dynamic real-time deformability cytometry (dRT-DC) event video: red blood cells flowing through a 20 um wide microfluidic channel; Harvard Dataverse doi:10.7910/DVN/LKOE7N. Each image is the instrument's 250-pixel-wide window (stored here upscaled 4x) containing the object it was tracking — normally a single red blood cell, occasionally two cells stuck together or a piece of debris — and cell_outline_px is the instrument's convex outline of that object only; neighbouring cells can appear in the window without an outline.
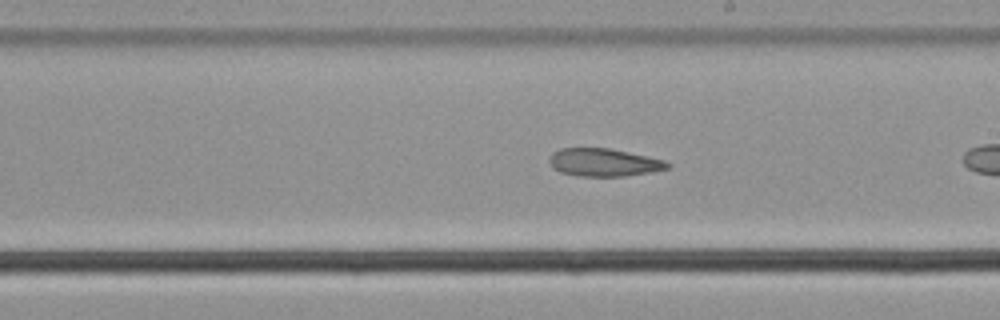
{"species": "common noctule bat (a hibernating species)", "species_latin": "Nyctalus noctula", "temperature_condition": "cold", "stored_images_in_passage": 19, "camera_frame_rate_fps": 3000, "um_per_image_px": 0.085, "animal": {"sex": "male", "body_mass_g": 21.5, "forearm_length_mm": 52.0}, "frame": {"image": 1, "passage_image": 16, "time_ms": 5.0, "image_size_px": [1000, 320], "cell_outline_px": [[672, 164], [668, 168], [652, 172], [624, 176], [576, 176], [560, 172], [552, 168], [548, 160], [552, 152], [560, 148], [608, 148], [628, 152], [664, 160]], "centroid_in_image_um": [51.29, 13.81], "position_along_channel_um": 237.7, "area_um2": 19.25}}